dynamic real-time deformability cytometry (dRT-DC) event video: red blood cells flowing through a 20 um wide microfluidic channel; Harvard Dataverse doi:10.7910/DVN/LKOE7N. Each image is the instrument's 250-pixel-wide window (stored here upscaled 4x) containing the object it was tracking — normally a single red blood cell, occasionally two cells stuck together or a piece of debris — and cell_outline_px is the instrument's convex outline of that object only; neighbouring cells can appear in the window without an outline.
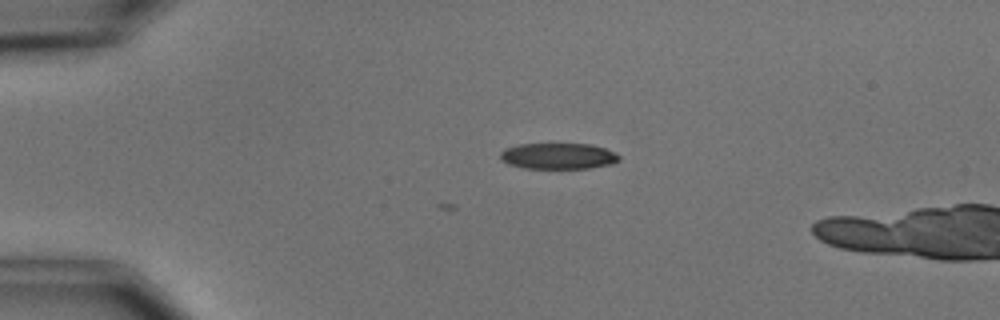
{"species": "common noctule bat (a hibernating species)", "species_latin": "Nyctalus noctula", "temperature_condition": "cold", "stored_images_in_passage": 6, "camera_frame_rate_fps": 3000, "um_per_image_px": 0.085, "animal": {"sex": "male", "body_mass_g": 15.6}, "frame": {"image": 1, "passage_image": 4, "time_ms": 3.667, "image_size_px": [1000, 320], "cell_outline_px": [[620, 160], [612, 164], [588, 168], [524, 168], [508, 164], [500, 160], [500, 152], [504, 148], [516, 144], [592, 144], [604, 148], [620, 156]], "centroid_in_image_um": [47.4, 13.26], "position_along_channel_um": 37.6, "area_um2": 18.09}}